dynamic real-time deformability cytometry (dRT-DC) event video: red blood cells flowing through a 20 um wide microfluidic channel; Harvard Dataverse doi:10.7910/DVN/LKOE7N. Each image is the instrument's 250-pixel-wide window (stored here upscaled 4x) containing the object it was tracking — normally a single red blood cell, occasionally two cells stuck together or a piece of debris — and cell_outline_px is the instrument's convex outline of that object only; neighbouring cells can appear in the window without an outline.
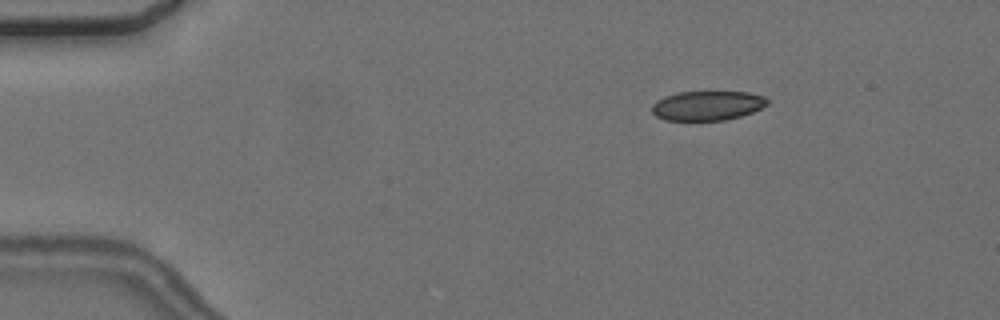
{"species": "common noctule bat (a hibernating species)", "species_latin": "Nyctalus noctula", "temperature_condition": "cold", "stored_images_in_passage": 5, "camera_frame_rate_fps": 3000, "um_per_image_px": 0.085, "animal": {"sex": "female", "body_mass_g": 24.6, "forearm_length_mm": 56.2}, "frame": {"image": 1, "passage_image": 3, "time_ms": 2.333, "image_size_px": [1000, 320], "cell_outline_px": [[768, 104], [752, 112], [740, 116], [724, 120], [664, 120], [656, 116], [652, 112], [652, 104], [656, 100], [664, 96], [676, 92], [748, 92], [764, 96], [768, 100]], "centroid_in_image_um": [60.09, 8.97], "position_along_channel_um": 24.9, "area_um2": 19.83}}